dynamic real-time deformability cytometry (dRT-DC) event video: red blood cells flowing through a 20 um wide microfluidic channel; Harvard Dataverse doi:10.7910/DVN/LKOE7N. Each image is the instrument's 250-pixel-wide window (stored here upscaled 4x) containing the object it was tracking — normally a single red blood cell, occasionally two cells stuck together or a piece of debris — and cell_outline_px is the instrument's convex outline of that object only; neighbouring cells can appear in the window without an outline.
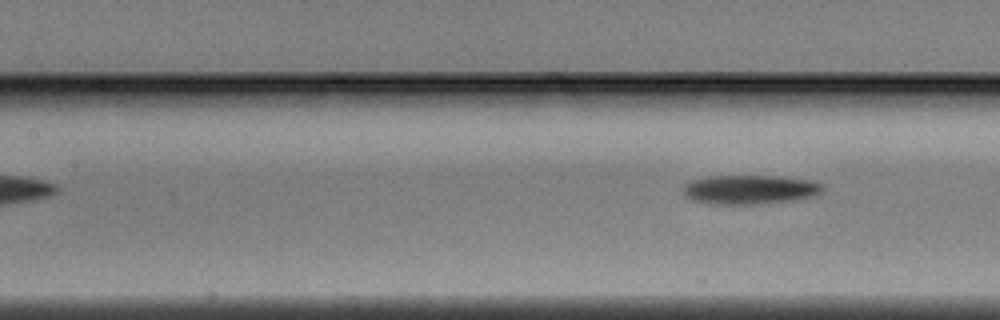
{"species": "Egyptian fruit bat (a non-hibernating species)", "species_latin": "Rousettus aegyptiacus", "temperature_condition": "warm", "stored_images_in_passage": 6, "segment_of_instrument_passage": [2, 2], "camera_frame_rate_fps": 3000, "um_per_image_px": 0.085, "animal": {"sex": "male"}, "frame": {"image": 1, "passage_image": 6, "time_ms": 1.667, "image_size_px": [1000, 320], "cell_outline_px": [[824, 192], [816, 196], [792, 200], [760, 204], [708, 204], [692, 200], [684, 196], [684, 184], [692, 180], [708, 176], [780, 176], [812, 180], [820, 184], [824, 188]], "centroid_in_image_um": [63.75, 16.11], "position_along_channel_um": 143.6, "area_um2": 23.99}}